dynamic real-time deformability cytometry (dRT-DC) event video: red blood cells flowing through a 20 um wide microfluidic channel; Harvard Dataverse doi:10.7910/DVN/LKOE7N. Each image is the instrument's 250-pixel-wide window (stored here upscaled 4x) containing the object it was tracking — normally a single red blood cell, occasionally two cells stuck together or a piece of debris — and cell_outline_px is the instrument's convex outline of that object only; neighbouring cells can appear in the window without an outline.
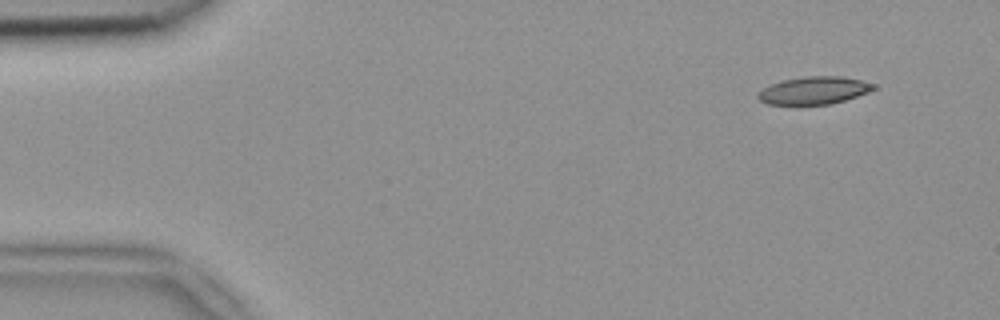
{"species": "common noctule bat (a hibernating species)", "species_latin": "Nyctalus noctula", "temperature_condition": "room temperature", "stored_images_in_passage": 8, "camera_frame_rate_fps": 3000, "um_per_image_px": 0.085, "animal": {"sex": "female", "body_mass_g": 18.4}, "frame": {"image": 1, "passage_image": 1, "time_ms": 0.0, "image_size_px": [1000, 320], "cell_outline_px": [[876, 88], [868, 92], [832, 104], [800, 108], [796, 108], [768, 104], [760, 100], [756, 96], [764, 88], [772, 84], [784, 80], [804, 76], [840, 76], [860, 80], [876, 84]], "centroid_in_image_um": [69.15, 7.75], "position_along_channel_um": 15.9, "area_um2": 19.31}}
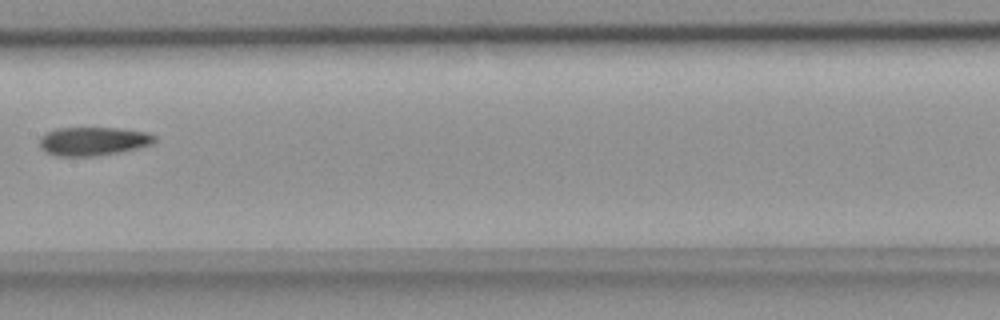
{"frame": {"image": 2, "passage_image": 7, "time_ms": 2.0, "image_size_px": [1000, 320], "cell_outline_px": [[156, 140], [152, 144], [120, 152], [92, 156], [56, 156], [44, 152], [40, 148], [40, 136], [56, 128], [120, 128], [148, 132], [156, 136]], "centroid_in_image_um": [7.91, 12.0], "position_along_channel_um": 199.5, "area_um2": 19.25}}
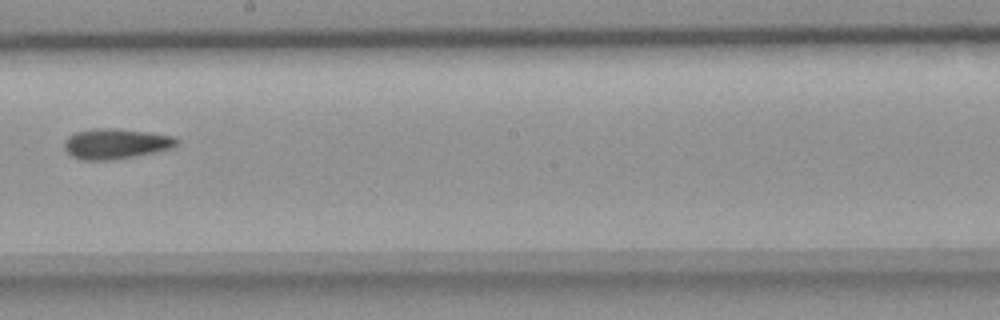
{"frame": {"image": 3, "passage_image": 8, "time_ms": 2.333, "image_size_px": [1000, 320], "cell_outline_px": [[180, 144], [172, 148], [156, 152], [136, 156], [112, 160], [80, 160], [72, 156], [64, 148], [64, 140], [68, 136], [76, 132], [92, 128], [116, 128], [148, 132], [172, 136], [180, 140]], "centroid_in_image_um": [9.85, 12.22], "position_along_channel_um": 238.3, "area_um2": 20.11}}